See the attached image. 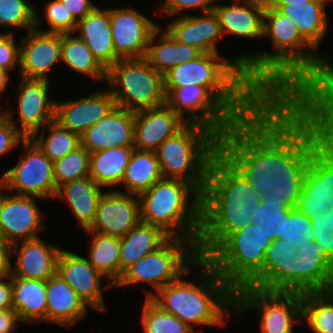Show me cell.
<instances>
[{
  "mask_svg": "<svg viewBox=\"0 0 333 333\" xmlns=\"http://www.w3.org/2000/svg\"><path fill=\"white\" fill-rule=\"evenodd\" d=\"M135 112L115 107L106 117L80 135L89 153L115 147H134Z\"/></svg>",
  "mask_w": 333,
  "mask_h": 333,
  "instance_id": "obj_22",
  "label": "cell"
},
{
  "mask_svg": "<svg viewBox=\"0 0 333 333\" xmlns=\"http://www.w3.org/2000/svg\"><path fill=\"white\" fill-rule=\"evenodd\" d=\"M166 104L186 123L206 126L218 137L239 121L207 88L198 85L173 89Z\"/></svg>",
  "mask_w": 333,
  "mask_h": 333,
  "instance_id": "obj_13",
  "label": "cell"
},
{
  "mask_svg": "<svg viewBox=\"0 0 333 333\" xmlns=\"http://www.w3.org/2000/svg\"><path fill=\"white\" fill-rule=\"evenodd\" d=\"M12 309L23 323L46 322V281L11 276Z\"/></svg>",
  "mask_w": 333,
  "mask_h": 333,
  "instance_id": "obj_34",
  "label": "cell"
},
{
  "mask_svg": "<svg viewBox=\"0 0 333 333\" xmlns=\"http://www.w3.org/2000/svg\"><path fill=\"white\" fill-rule=\"evenodd\" d=\"M140 221V201L138 195L121 190L106 191L101 196L95 220L85 231L124 237Z\"/></svg>",
  "mask_w": 333,
  "mask_h": 333,
  "instance_id": "obj_18",
  "label": "cell"
},
{
  "mask_svg": "<svg viewBox=\"0 0 333 333\" xmlns=\"http://www.w3.org/2000/svg\"><path fill=\"white\" fill-rule=\"evenodd\" d=\"M207 88L238 120L250 117L265 101L263 95L240 70V58L203 53L164 74L166 96L179 87Z\"/></svg>",
  "mask_w": 333,
  "mask_h": 333,
  "instance_id": "obj_5",
  "label": "cell"
},
{
  "mask_svg": "<svg viewBox=\"0 0 333 333\" xmlns=\"http://www.w3.org/2000/svg\"><path fill=\"white\" fill-rule=\"evenodd\" d=\"M297 208L311 220L333 209V132L310 156Z\"/></svg>",
  "mask_w": 333,
  "mask_h": 333,
  "instance_id": "obj_14",
  "label": "cell"
},
{
  "mask_svg": "<svg viewBox=\"0 0 333 333\" xmlns=\"http://www.w3.org/2000/svg\"><path fill=\"white\" fill-rule=\"evenodd\" d=\"M141 325L144 333H195L176 316L162 310L150 298H145Z\"/></svg>",
  "mask_w": 333,
  "mask_h": 333,
  "instance_id": "obj_42",
  "label": "cell"
},
{
  "mask_svg": "<svg viewBox=\"0 0 333 333\" xmlns=\"http://www.w3.org/2000/svg\"><path fill=\"white\" fill-rule=\"evenodd\" d=\"M46 290V323L66 329L85 318L88 307L58 273L46 281Z\"/></svg>",
  "mask_w": 333,
  "mask_h": 333,
  "instance_id": "obj_30",
  "label": "cell"
},
{
  "mask_svg": "<svg viewBox=\"0 0 333 333\" xmlns=\"http://www.w3.org/2000/svg\"><path fill=\"white\" fill-rule=\"evenodd\" d=\"M102 187L90 176L62 184L56 192L55 199L65 200L71 208L72 214L83 231L88 230L96 216Z\"/></svg>",
  "mask_w": 333,
  "mask_h": 333,
  "instance_id": "obj_31",
  "label": "cell"
},
{
  "mask_svg": "<svg viewBox=\"0 0 333 333\" xmlns=\"http://www.w3.org/2000/svg\"><path fill=\"white\" fill-rule=\"evenodd\" d=\"M287 209L291 208L283 207L280 202L275 200L262 199V202L257 205L256 210L249 217L253 218L252 223L263 226L268 219L281 218Z\"/></svg>",
  "mask_w": 333,
  "mask_h": 333,
  "instance_id": "obj_52",
  "label": "cell"
},
{
  "mask_svg": "<svg viewBox=\"0 0 333 333\" xmlns=\"http://www.w3.org/2000/svg\"><path fill=\"white\" fill-rule=\"evenodd\" d=\"M74 33H78L106 71L120 59L113 46L108 8L97 6L77 22Z\"/></svg>",
  "mask_w": 333,
  "mask_h": 333,
  "instance_id": "obj_28",
  "label": "cell"
},
{
  "mask_svg": "<svg viewBox=\"0 0 333 333\" xmlns=\"http://www.w3.org/2000/svg\"><path fill=\"white\" fill-rule=\"evenodd\" d=\"M116 102L109 89L97 90L84 98L55 101V121L79 135L106 117Z\"/></svg>",
  "mask_w": 333,
  "mask_h": 333,
  "instance_id": "obj_21",
  "label": "cell"
},
{
  "mask_svg": "<svg viewBox=\"0 0 333 333\" xmlns=\"http://www.w3.org/2000/svg\"><path fill=\"white\" fill-rule=\"evenodd\" d=\"M217 0H165L161 6V13L169 16H185L188 9H201V13L213 11ZM186 11V12H185ZM184 12V13H183ZM180 14V15H179Z\"/></svg>",
  "mask_w": 333,
  "mask_h": 333,
  "instance_id": "obj_51",
  "label": "cell"
},
{
  "mask_svg": "<svg viewBox=\"0 0 333 333\" xmlns=\"http://www.w3.org/2000/svg\"><path fill=\"white\" fill-rule=\"evenodd\" d=\"M134 147H115L90 153L89 176L101 187L120 185Z\"/></svg>",
  "mask_w": 333,
  "mask_h": 333,
  "instance_id": "obj_36",
  "label": "cell"
},
{
  "mask_svg": "<svg viewBox=\"0 0 333 333\" xmlns=\"http://www.w3.org/2000/svg\"><path fill=\"white\" fill-rule=\"evenodd\" d=\"M45 5L43 15L45 16L46 23H48L50 29L43 30L39 28V26L41 27L42 21L37 10L35 29L48 33H74L78 21L74 18L72 13L66 9L60 0H51Z\"/></svg>",
  "mask_w": 333,
  "mask_h": 333,
  "instance_id": "obj_46",
  "label": "cell"
},
{
  "mask_svg": "<svg viewBox=\"0 0 333 333\" xmlns=\"http://www.w3.org/2000/svg\"><path fill=\"white\" fill-rule=\"evenodd\" d=\"M140 221L159 227L167 235L198 244L202 225V194L190 183L166 179L141 193Z\"/></svg>",
  "mask_w": 333,
  "mask_h": 333,
  "instance_id": "obj_6",
  "label": "cell"
},
{
  "mask_svg": "<svg viewBox=\"0 0 333 333\" xmlns=\"http://www.w3.org/2000/svg\"><path fill=\"white\" fill-rule=\"evenodd\" d=\"M0 26L12 30L35 29V7L27 0H0Z\"/></svg>",
  "mask_w": 333,
  "mask_h": 333,
  "instance_id": "obj_44",
  "label": "cell"
},
{
  "mask_svg": "<svg viewBox=\"0 0 333 333\" xmlns=\"http://www.w3.org/2000/svg\"><path fill=\"white\" fill-rule=\"evenodd\" d=\"M61 3L69 10L74 18L79 21L87 14L92 12L97 6L92 0H60Z\"/></svg>",
  "mask_w": 333,
  "mask_h": 333,
  "instance_id": "obj_53",
  "label": "cell"
},
{
  "mask_svg": "<svg viewBox=\"0 0 333 333\" xmlns=\"http://www.w3.org/2000/svg\"><path fill=\"white\" fill-rule=\"evenodd\" d=\"M14 110H0V157L9 153L13 148L21 146L20 143L26 138L18 129L14 118Z\"/></svg>",
  "mask_w": 333,
  "mask_h": 333,
  "instance_id": "obj_48",
  "label": "cell"
},
{
  "mask_svg": "<svg viewBox=\"0 0 333 333\" xmlns=\"http://www.w3.org/2000/svg\"><path fill=\"white\" fill-rule=\"evenodd\" d=\"M43 129L45 130L41 134L36 131L30 138L53 162L81 146L80 135L62 127L55 120L46 124Z\"/></svg>",
  "mask_w": 333,
  "mask_h": 333,
  "instance_id": "obj_40",
  "label": "cell"
},
{
  "mask_svg": "<svg viewBox=\"0 0 333 333\" xmlns=\"http://www.w3.org/2000/svg\"><path fill=\"white\" fill-rule=\"evenodd\" d=\"M313 1H332V0H266L264 2L265 7L278 9L280 6H283L288 3L298 2V3H308Z\"/></svg>",
  "mask_w": 333,
  "mask_h": 333,
  "instance_id": "obj_58",
  "label": "cell"
},
{
  "mask_svg": "<svg viewBox=\"0 0 333 333\" xmlns=\"http://www.w3.org/2000/svg\"><path fill=\"white\" fill-rule=\"evenodd\" d=\"M304 177L279 179L273 186V191L263 195L262 199L275 200L283 207L295 209L298 206Z\"/></svg>",
  "mask_w": 333,
  "mask_h": 333,
  "instance_id": "obj_47",
  "label": "cell"
},
{
  "mask_svg": "<svg viewBox=\"0 0 333 333\" xmlns=\"http://www.w3.org/2000/svg\"><path fill=\"white\" fill-rule=\"evenodd\" d=\"M263 226L272 241L283 237L284 213L281 218L268 219Z\"/></svg>",
  "mask_w": 333,
  "mask_h": 333,
  "instance_id": "obj_56",
  "label": "cell"
},
{
  "mask_svg": "<svg viewBox=\"0 0 333 333\" xmlns=\"http://www.w3.org/2000/svg\"><path fill=\"white\" fill-rule=\"evenodd\" d=\"M201 14L179 16L165 30L177 42L194 46L203 53L218 54L216 45L223 37L218 18L213 11Z\"/></svg>",
  "mask_w": 333,
  "mask_h": 333,
  "instance_id": "obj_27",
  "label": "cell"
},
{
  "mask_svg": "<svg viewBox=\"0 0 333 333\" xmlns=\"http://www.w3.org/2000/svg\"><path fill=\"white\" fill-rule=\"evenodd\" d=\"M332 132V100H266L219 137V153L263 197L279 179L305 177Z\"/></svg>",
  "mask_w": 333,
  "mask_h": 333,
  "instance_id": "obj_1",
  "label": "cell"
},
{
  "mask_svg": "<svg viewBox=\"0 0 333 333\" xmlns=\"http://www.w3.org/2000/svg\"><path fill=\"white\" fill-rule=\"evenodd\" d=\"M54 178L56 188L62 184L89 176L90 153L83 147L66 154L54 162Z\"/></svg>",
  "mask_w": 333,
  "mask_h": 333,
  "instance_id": "obj_43",
  "label": "cell"
},
{
  "mask_svg": "<svg viewBox=\"0 0 333 333\" xmlns=\"http://www.w3.org/2000/svg\"><path fill=\"white\" fill-rule=\"evenodd\" d=\"M18 123L17 129L30 138L46 124L55 120V101L50 98V81L19 77Z\"/></svg>",
  "mask_w": 333,
  "mask_h": 333,
  "instance_id": "obj_19",
  "label": "cell"
},
{
  "mask_svg": "<svg viewBox=\"0 0 333 333\" xmlns=\"http://www.w3.org/2000/svg\"><path fill=\"white\" fill-rule=\"evenodd\" d=\"M302 320L313 333H333V290L303 293Z\"/></svg>",
  "mask_w": 333,
  "mask_h": 333,
  "instance_id": "obj_41",
  "label": "cell"
},
{
  "mask_svg": "<svg viewBox=\"0 0 333 333\" xmlns=\"http://www.w3.org/2000/svg\"><path fill=\"white\" fill-rule=\"evenodd\" d=\"M106 83L117 107L136 112L166 104L164 75L145 58L119 59L106 71Z\"/></svg>",
  "mask_w": 333,
  "mask_h": 333,
  "instance_id": "obj_9",
  "label": "cell"
},
{
  "mask_svg": "<svg viewBox=\"0 0 333 333\" xmlns=\"http://www.w3.org/2000/svg\"><path fill=\"white\" fill-rule=\"evenodd\" d=\"M162 178L156 152L134 148L120 185H124L125 193L139 196Z\"/></svg>",
  "mask_w": 333,
  "mask_h": 333,
  "instance_id": "obj_37",
  "label": "cell"
},
{
  "mask_svg": "<svg viewBox=\"0 0 333 333\" xmlns=\"http://www.w3.org/2000/svg\"><path fill=\"white\" fill-rule=\"evenodd\" d=\"M312 220L304 215L298 208L287 209L284 212L283 237L279 241H286L289 246L295 245L298 249L300 244L313 240Z\"/></svg>",
  "mask_w": 333,
  "mask_h": 333,
  "instance_id": "obj_45",
  "label": "cell"
},
{
  "mask_svg": "<svg viewBox=\"0 0 333 333\" xmlns=\"http://www.w3.org/2000/svg\"><path fill=\"white\" fill-rule=\"evenodd\" d=\"M170 238L159 227L139 221L120 238V278L134 263L157 250Z\"/></svg>",
  "mask_w": 333,
  "mask_h": 333,
  "instance_id": "obj_35",
  "label": "cell"
},
{
  "mask_svg": "<svg viewBox=\"0 0 333 333\" xmlns=\"http://www.w3.org/2000/svg\"><path fill=\"white\" fill-rule=\"evenodd\" d=\"M264 37L275 50L239 58L240 70L266 100L333 101V65L301 36L290 18L265 7Z\"/></svg>",
  "mask_w": 333,
  "mask_h": 333,
  "instance_id": "obj_2",
  "label": "cell"
},
{
  "mask_svg": "<svg viewBox=\"0 0 333 333\" xmlns=\"http://www.w3.org/2000/svg\"><path fill=\"white\" fill-rule=\"evenodd\" d=\"M262 202L246 178L219 152L213 157L202 194L199 258L205 259L227 236L250 223Z\"/></svg>",
  "mask_w": 333,
  "mask_h": 333,
  "instance_id": "obj_3",
  "label": "cell"
},
{
  "mask_svg": "<svg viewBox=\"0 0 333 333\" xmlns=\"http://www.w3.org/2000/svg\"><path fill=\"white\" fill-rule=\"evenodd\" d=\"M11 246L5 245L0 250V280L11 277Z\"/></svg>",
  "mask_w": 333,
  "mask_h": 333,
  "instance_id": "obj_57",
  "label": "cell"
},
{
  "mask_svg": "<svg viewBox=\"0 0 333 333\" xmlns=\"http://www.w3.org/2000/svg\"><path fill=\"white\" fill-rule=\"evenodd\" d=\"M186 123L167 104L135 112L134 148L155 152L166 139L175 136Z\"/></svg>",
  "mask_w": 333,
  "mask_h": 333,
  "instance_id": "obj_23",
  "label": "cell"
},
{
  "mask_svg": "<svg viewBox=\"0 0 333 333\" xmlns=\"http://www.w3.org/2000/svg\"><path fill=\"white\" fill-rule=\"evenodd\" d=\"M12 309L11 277L0 280V310Z\"/></svg>",
  "mask_w": 333,
  "mask_h": 333,
  "instance_id": "obj_55",
  "label": "cell"
},
{
  "mask_svg": "<svg viewBox=\"0 0 333 333\" xmlns=\"http://www.w3.org/2000/svg\"><path fill=\"white\" fill-rule=\"evenodd\" d=\"M19 242L11 245V257L17 255L11 276L47 281L57 273L61 248L40 237Z\"/></svg>",
  "mask_w": 333,
  "mask_h": 333,
  "instance_id": "obj_24",
  "label": "cell"
},
{
  "mask_svg": "<svg viewBox=\"0 0 333 333\" xmlns=\"http://www.w3.org/2000/svg\"><path fill=\"white\" fill-rule=\"evenodd\" d=\"M57 273L74 289L78 297L91 309L107 311L102 289H112L114 286L107 282L101 287L102 278L86 257L78 253L62 249L57 261Z\"/></svg>",
  "mask_w": 333,
  "mask_h": 333,
  "instance_id": "obj_17",
  "label": "cell"
},
{
  "mask_svg": "<svg viewBox=\"0 0 333 333\" xmlns=\"http://www.w3.org/2000/svg\"><path fill=\"white\" fill-rule=\"evenodd\" d=\"M191 268L201 270L200 283L182 279ZM202 275V276H201ZM150 298L162 310L176 316L194 331L196 326H224L229 309L235 308V291L202 258H199L182 276L160 288L147 291Z\"/></svg>",
  "mask_w": 333,
  "mask_h": 333,
  "instance_id": "obj_4",
  "label": "cell"
},
{
  "mask_svg": "<svg viewBox=\"0 0 333 333\" xmlns=\"http://www.w3.org/2000/svg\"><path fill=\"white\" fill-rule=\"evenodd\" d=\"M61 63L96 81H106V70L76 33L61 34Z\"/></svg>",
  "mask_w": 333,
  "mask_h": 333,
  "instance_id": "obj_39",
  "label": "cell"
},
{
  "mask_svg": "<svg viewBox=\"0 0 333 333\" xmlns=\"http://www.w3.org/2000/svg\"><path fill=\"white\" fill-rule=\"evenodd\" d=\"M91 236L88 261L113 286L120 280V238L94 231H84Z\"/></svg>",
  "mask_w": 333,
  "mask_h": 333,
  "instance_id": "obj_38",
  "label": "cell"
},
{
  "mask_svg": "<svg viewBox=\"0 0 333 333\" xmlns=\"http://www.w3.org/2000/svg\"><path fill=\"white\" fill-rule=\"evenodd\" d=\"M23 153L14 167L0 178V186L19 196H33L37 199L55 198L57 188L54 178V162L31 139L22 141Z\"/></svg>",
  "mask_w": 333,
  "mask_h": 333,
  "instance_id": "obj_12",
  "label": "cell"
},
{
  "mask_svg": "<svg viewBox=\"0 0 333 333\" xmlns=\"http://www.w3.org/2000/svg\"><path fill=\"white\" fill-rule=\"evenodd\" d=\"M109 17L116 55L145 58L149 39L159 25L131 7L109 8Z\"/></svg>",
  "mask_w": 333,
  "mask_h": 333,
  "instance_id": "obj_16",
  "label": "cell"
},
{
  "mask_svg": "<svg viewBox=\"0 0 333 333\" xmlns=\"http://www.w3.org/2000/svg\"><path fill=\"white\" fill-rule=\"evenodd\" d=\"M8 71H5L0 68V94L4 93L6 91V88L8 86L10 75L8 74Z\"/></svg>",
  "mask_w": 333,
  "mask_h": 333,
  "instance_id": "obj_59",
  "label": "cell"
},
{
  "mask_svg": "<svg viewBox=\"0 0 333 333\" xmlns=\"http://www.w3.org/2000/svg\"><path fill=\"white\" fill-rule=\"evenodd\" d=\"M21 322L13 309L0 310V333H15Z\"/></svg>",
  "mask_w": 333,
  "mask_h": 333,
  "instance_id": "obj_54",
  "label": "cell"
},
{
  "mask_svg": "<svg viewBox=\"0 0 333 333\" xmlns=\"http://www.w3.org/2000/svg\"><path fill=\"white\" fill-rule=\"evenodd\" d=\"M296 292L333 290V265L326 249L314 240L300 244L296 253Z\"/></svg>",
  "mask_w": 333,
  "mask_h": 333,
  "instance_id": "obj_25",
  "label": "cell"
},
{
  "mask_svg": "<svg viewBox=\"0 0 333 333\" xmlns=\"http://www.w3.org/2000/svg\"><path fill=\"white\" fill-rule=\"evenodd\" d=\"M329 2H290L280 6L277 10L294 22L301 36L317 51L329 28L326 13V6Z\"/></svg>",
  "mask_w": 333,
  "mask_h": 333,
  "instance_id": "obj_33",
  "label": "cell"
},
{
  "mask_svg": "<svg viewBox=\"0 0 333 333\" xmlns=\"http://www.w3.org/2000/svg\"><path fill=\"white\" fill-rule=\"evenodd\" d=\"M15 67L20 68V44H16L14 34L9 30L0 33V68L11 72Z\"/></svg>",
  "mask_w": 333,
  "mask_h": 333,
  "instance_id": "obj_50",
  "label": "cell"
},
{
  "mask_svg": "<svg viewBox=\"0 0 333 333\" xmlns=\"http://www.w3.org/2000/svg\"><path fill=\"white\" fill-rule=\"evenodd\" d=\"M6 245L4 240H0V250Z\"/></svg>",
  "mask_w": 333,
  "mask_h": 333,
  "instance_id": "obj_60",
  "label": "cell"
},
{
  "mask_svg": "<svg viewBox=\"0 0 333 333\" xmlns=\"http://www.w3.org/2000/svg\"><path fill=\"white\" fill-rule=\"evenodd\" d=\"M155 152L163 178L183 180L203 194L210 163L219 152V137L206 126L187 124Z\"/></svg>",
  "mask_w": 333,
  "mask_h": 333,
  "instance_id": "obj_7",
  "label": "cell"
},
{
  "mask_svg": "<svg viewBox=\"0 0 333 333\" xmlns=\"http://www.w3.org/2000/svg\"><path fill=\"white\" fill-rule=\"evenodd\" d=\"M271 242L264 226L250 223L227 236L205 260L235 292L245 286L262 289L265 253Z\"/></svg>",
  "mask_w": 333,
  "mask_h": 333,
  "instance_id": "obj_8",
  "label": "cell"
},
{
  "mask_svg": "<svg viewBox=\"0 0 333 333\" xmlns=\"http://www.w3.org/2000/svg\"><path fill=\"white\" fill-rule=\"evenodd\" d=\"M311 225L313 240L326 249L327 260L333 265V209L314 217Z\"/></svg>",
  "mask_w": 333,
  "mask_h": 333,
  "instance_id": "obj_49",
  "label": "cell"
},
{
  "mask_svg": "<svg viewBox=\"0 0 333 333\" xmlns=\"http://www.w3.org/2000/svg\"><path fill=\"white\" fill-rule=\"evenodd\" d=\"M20 43L19 77L45 79L61 62V34L29 30Z\"/></svg>",
  "mask_w": 333,
  "mask_h": 333,
  "instance_id": "obj_20",
  "label": "cell"
},
{
  "mask_svg": "<svg viewBox=\"0 0 333 333\" xmlns=\"http://www.w3.org/2000/svg\"><path fill=\"white\" fill-rule=\"evenodd\" d=\"M297 250L295 245L289 246L286 241L270 243L262 270V289L296 292Z\"/></svg>",
  "mask_w": 333,
  "mask_h": 333,
  "instance_id": "obj_29",
  "label": "cell"
},
{
  "mask_svg": "<svg viewBox=\"0 0 333 333\" xmlns=\"http://www.w3.org/2000/svg\"><path fill=\"white\" fill-rule=\"evenodd\" d=\"M8 193L0 186V234L4 242L11 246L39 237L43 227L47 230V217L35 203L37 197Z\"/></svg>",
  "mask_w": 333,
  "mask_h": 333,
  "instance_id": "obj_15",
  "label": "cell"
},
{
  "mask_svg": "<svg viewBox=\"0 0 333 333\" xmlns=\"http://www.w3.org/2000/svg\"><path fill=\"white\" fill-rule=\"evenodd\" d=\"M247 309L257 312L261 333H294V325L303 322L302 293L299 292L245 286L235 292L234 315Z\"/></svg>",
  "mask_w": 333,
  "mask_h": 333,
  "instance_id": "obj_11",
  "label": "cell"
},
{
  "mask_svg": "<svg viewBox=\"0 0 333 333\" xmlns=\"http://www.w3.org/2000/svg\"><path fill=\"white\" fill-rule=\"evenodd\" d=\"M198 259L197 245L192 240L170 237L129 267L114 287L129 288L143 282L157 292L182 276Z\"/></svg>",
  "mask_w": 333,
  "mask_h": 333,
  "instance_id": "obj_10",
  "label": "cell"
},
{
  "mask_svg": "<svg viewBox=\"0 0 333 333\" xmlns=\"http://www.w3.org/2000/svg\"><path fill=\"white\" fill-rule=\"evenodd\" d=\"M162 29L159 25L152 33L145 55L149 65L158 73L164 75L173 67L195 60L203 54L194 46L177 42L166 30L162 32Z\"/></svg>",
  "mask_w": 333,
  "mask_h": 333,
  "instance_id": "obj_32",
  "label": "cell"
},
{
  "mask_svg": "<svg viewBox=\"0 0 333 333\" xmlns=\"http://www.w3.org/2000/svg\"><path fill=\"white\" fill-rule=\"evenodd\" d=\"M213 7L223 36L263 39V16L265 4L259 0H234L231 5L220 4Z\"/></svg>",
  "mask_w": 333,
  "mask_h": 333,
  "instance_id": "obj_26",
  "label": "cell"
}]
</instances>
